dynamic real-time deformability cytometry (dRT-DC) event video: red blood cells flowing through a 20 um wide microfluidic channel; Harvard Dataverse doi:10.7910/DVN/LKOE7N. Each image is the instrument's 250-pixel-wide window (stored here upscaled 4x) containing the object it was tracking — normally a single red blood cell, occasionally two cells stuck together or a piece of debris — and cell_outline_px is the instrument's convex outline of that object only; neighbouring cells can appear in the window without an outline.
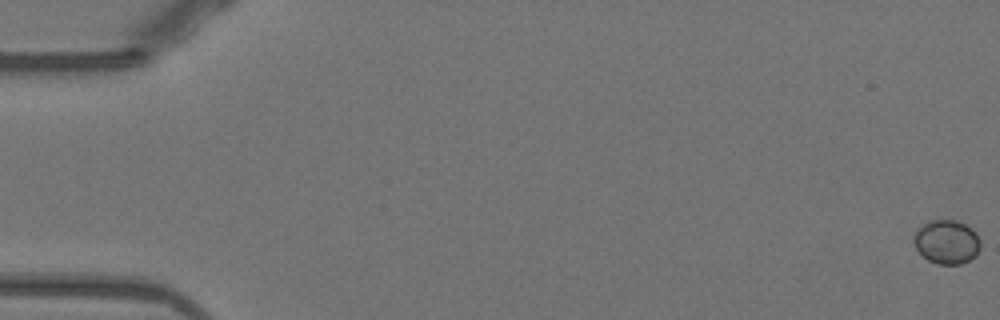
{"species": "Egyptian fruit bat (a non-hibernating species)", "species_latin": "Rousettus aegyptiacus", "temperature_condition": "warm", "stored_images_in_passage": 54, "camera_frame_rate_fps": 3000, "um_per_image_px": 0.085, "animal": {"sex": "female"}, "frame": {"image": 1, "passage_image": 1, "time_ms": 0.0, "image_size_px": [1000, 320], "cell_outline_px": [[980, 248], [976, 256], [960, 264], [936, 264], [928, 260], [916, 248], [916, 232], [924, 224], [932, 220], [956, 220], [972, 228], [980, 240]], "centroid_in_image_um": [80.52, 20.57], "position_along_channel_um": 4.5, "area_um2": 16.7}}
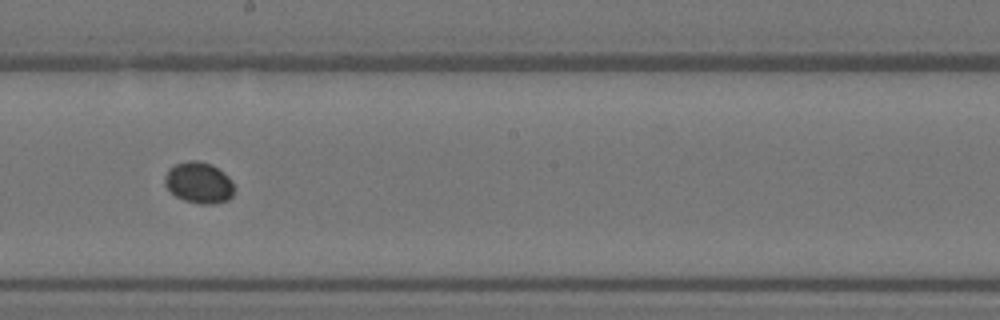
{"frame": {"image": 2, "passage_image": 31, "time_ms": 10.0, "image_size_px": [1000, 320], "cell_outline_px": [[236, 188], [232, 196], [228, 200], [212, 204], [200, 204], [184, 200], [176, 196], [164, 184], [164, 176], [168, 168], [172, 164], [188, 160], [196, 160], [212, 164], [224, 172], [232, 180]], "centroid_in_image_um": [16.91, 15.51], "position_along_channel_um": 231.3, "area_um2": 17.05}}
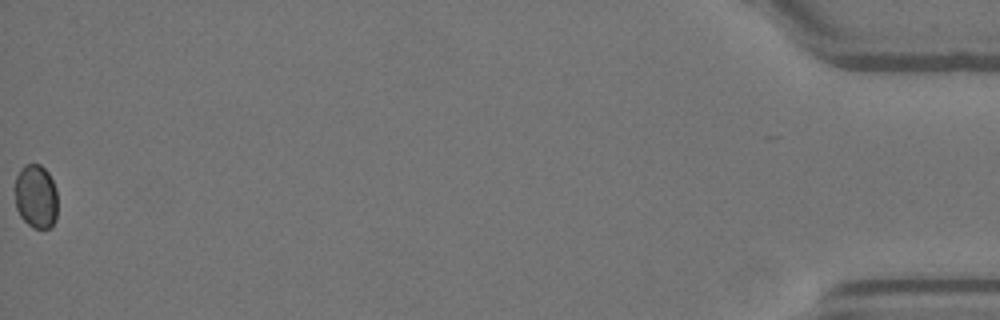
{"frame": {"image": 3, "passage_image": 54, "time_ms": 17.667, "image_size_px": [1000, 320], "cell_outline_px": [[56, 220], [48, 228], [32, 228], [20, 216], [16, 208], [16, 176], [20, 168], [24, 164], [40, 164], [48, 172], [56, 188]], "centroid_in_image_um": [3.05, 16.68], "position_along_channel_um": 432.1, "area_um2": 15.84}}